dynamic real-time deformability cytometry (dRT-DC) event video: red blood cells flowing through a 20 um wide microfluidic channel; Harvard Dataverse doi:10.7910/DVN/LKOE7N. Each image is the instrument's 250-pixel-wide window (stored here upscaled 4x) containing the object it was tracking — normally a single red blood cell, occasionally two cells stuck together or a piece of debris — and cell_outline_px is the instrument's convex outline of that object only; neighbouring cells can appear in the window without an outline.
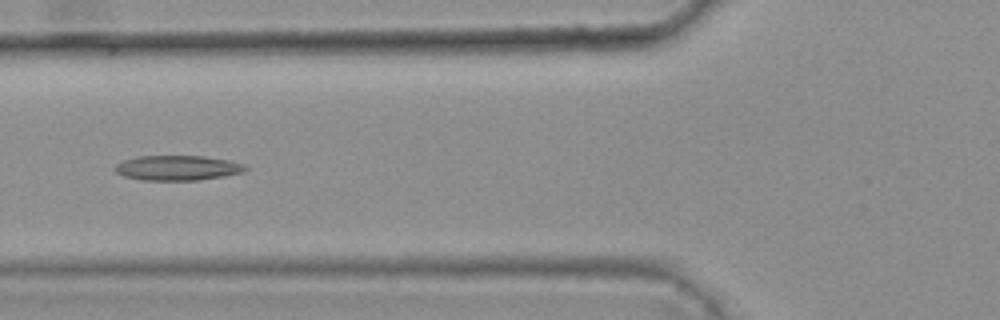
{"species": "common noctule bat (a hibernating species)", "species_latin": "Nyctalus noctula", "temperature_condition": "warm", "stored_images_in_passage": 4, "camera_frame_rate_fps": 3000, "um_per_image_px": 0.085, "animal": {"sex": "female", "body_mass_g": 25.1}, "frame": {"image": 1, "passage_image": 4, "time_ms": 1.0, "image_size_px": [1000, 320], "cell_outline_px": [[248, 168], [244, 172], [224, 176], [200, 180], [140, 180], [124, 176], [116, 172], [112, 168], [116, 164], [124, 160], [136, 156], [204, 156], [228, 160], [244, 164]], "centroid_in_image_um": [15.07, 14.27], "position_along_channel_um": 110.7, "area_um2": 19.07}}